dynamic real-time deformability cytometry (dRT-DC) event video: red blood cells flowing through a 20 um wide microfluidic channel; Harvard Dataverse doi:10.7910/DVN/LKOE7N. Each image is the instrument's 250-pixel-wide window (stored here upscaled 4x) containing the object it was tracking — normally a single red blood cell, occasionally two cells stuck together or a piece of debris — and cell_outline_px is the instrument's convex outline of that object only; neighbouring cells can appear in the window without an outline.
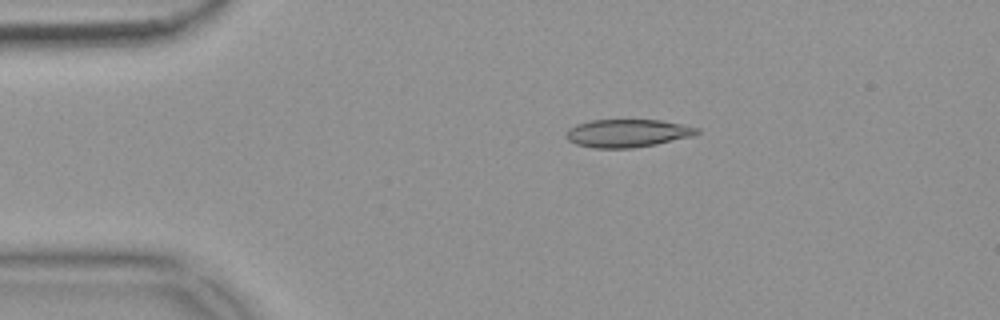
{"species": "common noctule bat (a hibernating species)", "species_latin": "Nyctalus noctula", "temperature_condition": "warm", "stored_images_in_passage": 45, "camera_frame_rate_fps": 3000, "um_per_image_px": 0.085, "animal": {"sex": "female", "body_mass_g": 18.4}, "frame": {"image": 1, "passage_image": 1, "time_ms": 0.0, "image_size_px": [1000, 320], "cell_outline_px": [[700, 132], [692, 136], [656, 144], [632, 148], [592, 148], [576, 144], [568, 140], [564, 136], [568, 128], [576, 124], [592, 120], [660, 120], [700, 128]], "centroid_in_image_um": [53.29, 11.32], "position_along_channel_um": 31.7, "area_um2": 21.33}}
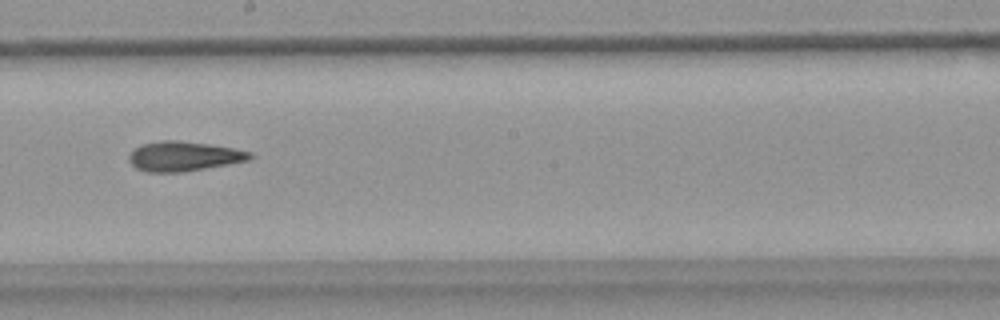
{"frame": {"image": 2, "passage_image": 21, "time_ms": 6.667, "image_size_px": [1000, 320], "cell_outline_px": [[256, 156], [248, 160], [228, 164], [180, 172], [148, 172], [136, 168], [128, 160], [128, 156], [132, 148], [140, 144], [160, 140], [180, 140], [208, 144], [232, 148], [252, 152]], "centroid_in_image_um": [15.58, 13.27], "position_along_channel_um": 232.6, "area_um2": 21.04}}
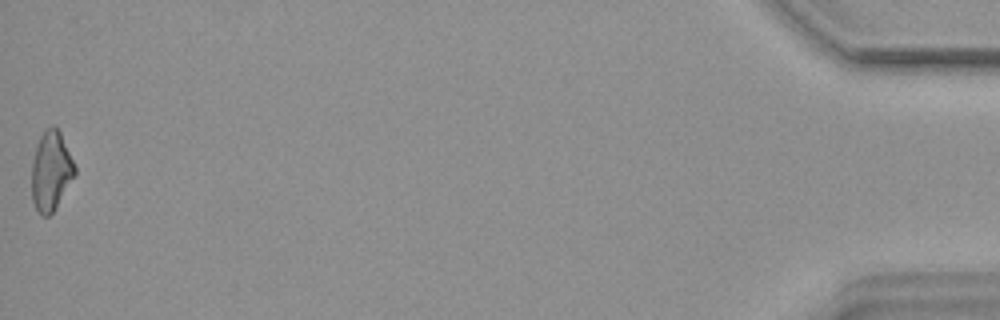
{"frame": {"image": 3, "passage_image": 45, "time_ms": 14.667, "image_size_px": [1000, 320], "cell_outline_px": [[76, 172], [52, 212], [48, 216], [40, 216], [32, 200], [32, 160], [40, 136], [44, 128], [52, 124], [60, 132], [76, 168]], "centroid_in_image_um": [4.31, 14.5], "position_along_channel_um": 430.9, "area_um2": 19.59}, "authors_computed_cell_mechanics": {"area_um2": 20.6924, "velocity_mm_per_s": 3.7074, "shape_relaxation_time_tau1_ms": null, "shape_relaxation_time_tau2_ms": 9.5962, "deformation_change_tau1": null, "deformation_change_tau2": 0.2294}}